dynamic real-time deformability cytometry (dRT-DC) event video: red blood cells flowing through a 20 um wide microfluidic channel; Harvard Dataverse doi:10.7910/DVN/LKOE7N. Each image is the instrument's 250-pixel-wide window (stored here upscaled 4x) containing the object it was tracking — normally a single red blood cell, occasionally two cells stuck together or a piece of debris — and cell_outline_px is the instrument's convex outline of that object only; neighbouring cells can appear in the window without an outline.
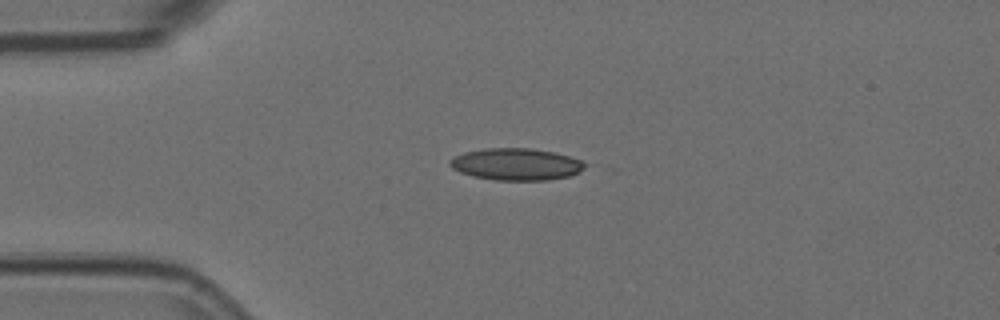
{"species": "Egyptian fruit bat (a non-hibernating species)", "species_latin": "Rousettus aegyptiacus", "temperature_condition": "room temperature", "stored_images_in_passage": 2, "camera_frame_rate_fps": 3000, "um_per_image_px": 0.085, "animal": {"sex": "female"}, "frame": {"image": 1, "passage_image": 1, "time_ms": 0.0, "image_size_px": [1000, 320], "cell_outline_px": [[588, 164], [580, 172], [568, 176], [548, 180], [496, 180], [472, 176], [460, 172], [452, 168], [448, 164], [448, 160], [464, 152], [484, 148], [532, 148], [552, 152], [568, 156], [580, 160]], "centroid_in_image_um": [43.85, 13.96], "position_along_channel_um": 41.1, "area_um2": 25.14}}
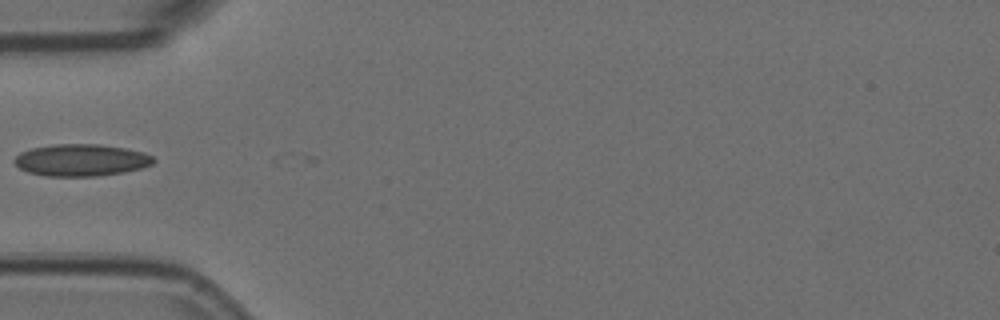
{"frame": {"image": 2, "passage_image": 2, "time_ms": 0.333, "image_size_px": [1000, 320], "cell_outline_px": [[156, 160], [152, 164], [140, 168], [124, 172], [100, 176], [44, 176], [28, 172], [20, 168], [12, 160], [20, 152], [32, 148], [56, 144], [100, 144], [124, 148], [144, 152], [152, 156]], "centroid_in_image_um": [6.89, 13.61], "position_along_channel_um": 78.1, "area_um2": 25.95}}